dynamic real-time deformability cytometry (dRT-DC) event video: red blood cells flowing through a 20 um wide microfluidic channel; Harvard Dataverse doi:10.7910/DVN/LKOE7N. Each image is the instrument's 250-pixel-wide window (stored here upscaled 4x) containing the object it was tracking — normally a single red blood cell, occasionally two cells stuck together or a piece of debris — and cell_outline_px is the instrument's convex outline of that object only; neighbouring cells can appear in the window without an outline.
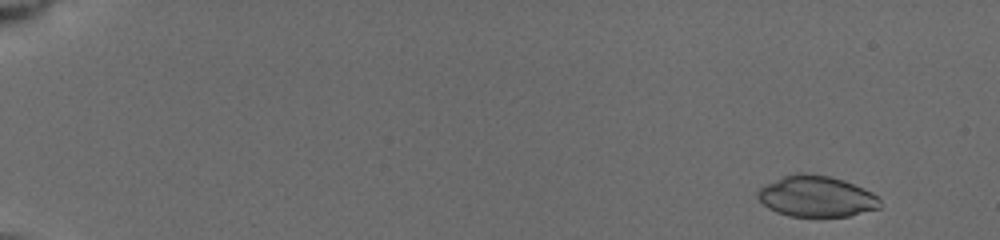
{"species": "common noctule bat (a hibernating species)", "species_latin": "Nyctalus noctula", "temperature_condition": "cold", "stored_images_in_passage": 18, "camera_frame_rate_fps": 3000, "um_per_image_px": 0.085, "animal": {"sex": "female", "body_mass_g": 19.5, "forearm_length_mm": 54.1}, "frame": {"image": 1, "passage_image": 3, "time_ms": 1.0, "image_size_px": [1000, 240], "cell_outline_px": [[880, 208], [848, 216], [788, 216], [776, 212], [768, 208], [756, 196], [756, 192], [760, 188], [784, 176], [796, 172], [804, 172], [828, 176], [844, 180], [872, 192], [880, 196]], "centroid_in_image_um": [69.41, 16.69], "position_along_channel_um": 15.6, "area_um2": 29.19}}
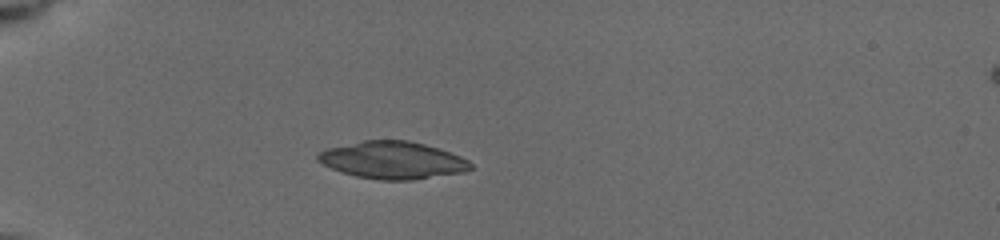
{"frame": {"image": 2, "passage_image": 14, "time_ms": 5.333, "image_size_px": [1000, 240], "cell_outline_px": [[472, 168], [464, 172], [412, 180], [380, 180], [356, 176], [340, 172], [316, 160], [316, 156], [320, 152], [328, 148], [364, 140], [408, 140], [424, 144], [460, 156], [468, 160], [472, 164]], "centroid_in_image_um": [33.37, 13.62], "position_along_channel_um": 51.6, "area_um2": 33.0}}